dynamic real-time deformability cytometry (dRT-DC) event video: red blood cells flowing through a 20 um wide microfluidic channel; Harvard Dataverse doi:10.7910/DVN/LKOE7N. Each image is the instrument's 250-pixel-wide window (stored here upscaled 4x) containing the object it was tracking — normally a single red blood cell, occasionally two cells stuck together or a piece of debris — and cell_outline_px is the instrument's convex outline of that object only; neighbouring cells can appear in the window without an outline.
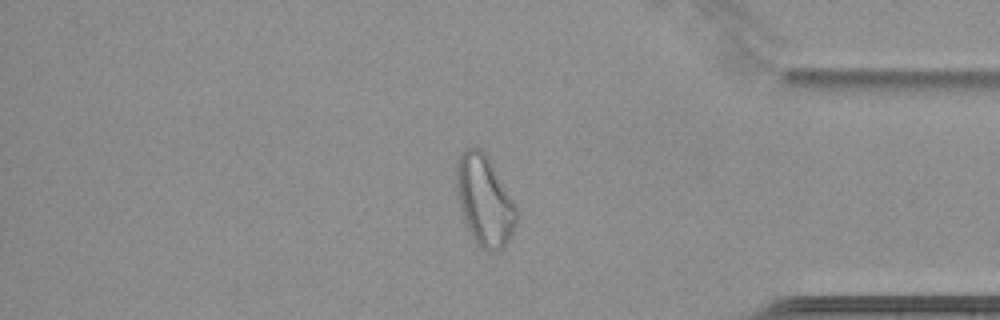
{"species": "common noctule bat (a hibernating species)", "species_latin": "Nyctalus noctula", "temperature_condition": "cold", "stored_images_in_passage": 65, "camera_frame_rate_fps": 3000, "um_per_image_px": 0.085, "animal": {"sex": "female", "body_mass_g": 22.7, "forearm_length_mm": 54.2}, "frame": {"image": 1, "passage_image": 56, "time_ms": 18.333, "image_size_px": [1000, 320], "cell_outline_px": [[516, 224], [508, 240], [500, 248], [492, 252], [488, 252], [480, 248], [476, 244], [464, 220], [460, 208], [456, 184], [456, 164], [460, 152], [464, 148], [480, 148], [488, 156], [512, 200], [516, 208]], "centroid_in_image_um": [41.14, 17.03], "position_along_channel_um": 394.1, "area_um2": 31.21}}